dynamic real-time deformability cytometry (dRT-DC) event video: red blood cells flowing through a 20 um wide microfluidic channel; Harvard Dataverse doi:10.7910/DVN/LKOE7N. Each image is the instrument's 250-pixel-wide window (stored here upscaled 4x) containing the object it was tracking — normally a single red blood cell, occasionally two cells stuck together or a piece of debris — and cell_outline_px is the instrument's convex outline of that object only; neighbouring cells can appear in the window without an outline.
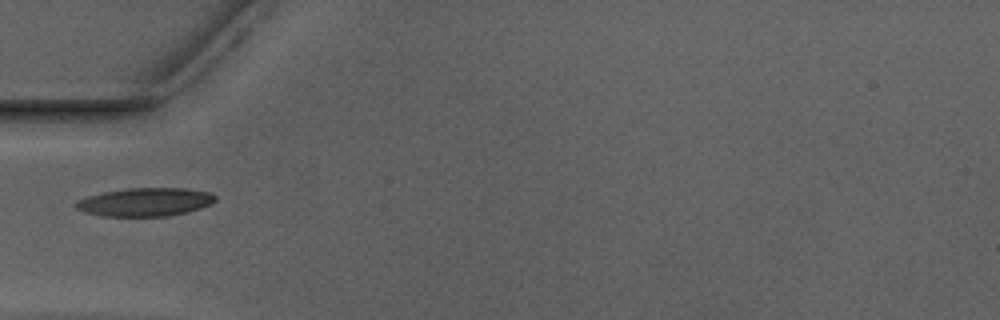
{"species": "Egyptian fruit bat (a non-hibernating species)", "species_latin": "Rousettus aegyptiacus", "temperature_condition": "warm", "stored_images_in_passage": 15, "camera_frame_rate_fps": 3000, "um_per_image_px": 0.085, "animal": {"sex": "male"}, "frame": {"image": 1, "passage_image": 1, "time_ms": 0.0, "image_size_px": [1000, 320], "cell_outline_px": [[216, 200], [212, 204], [200, 208], [168, 216], [104, 216], [84, 212], [76, 208], [72, 204], [76, 200], [88, 196], [104, 192], [128, 188], [184, 188], [208, 192], [216, 196]], "centroid_in_image_um": [12.31, 17.17], "position_along_channel_um": 72.7, "area_um2": 23.0}}